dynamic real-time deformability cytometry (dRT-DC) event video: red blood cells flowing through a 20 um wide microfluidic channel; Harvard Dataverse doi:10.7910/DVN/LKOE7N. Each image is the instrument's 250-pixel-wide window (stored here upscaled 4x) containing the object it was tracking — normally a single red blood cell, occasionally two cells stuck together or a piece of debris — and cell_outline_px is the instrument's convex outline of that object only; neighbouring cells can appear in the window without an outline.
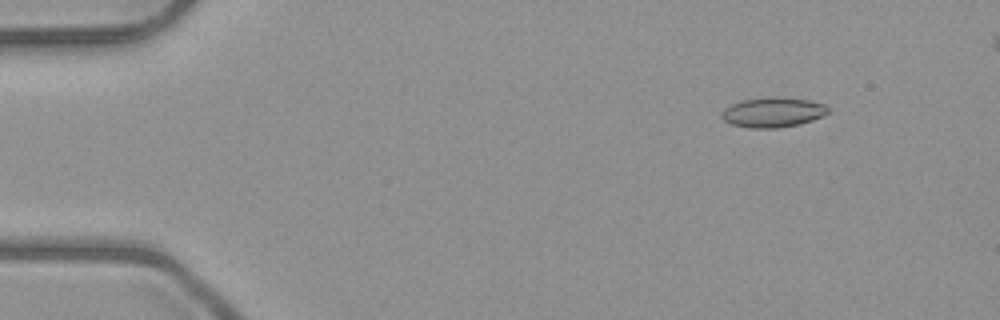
{"species": "common noctule bat (a hibernating species)", "species_latin": "Nyctalus noctula", "temperature_condition": "room temperature", "stored_images_in_passage": 6, "camera_frame_rate_fps": 3000, "um_per_image_px": 0.085, "animal": {"sex": "male", "body_mass_g": 23.1, "forearm_length_mm": 52.7}, "frame": {"image": 1, "passage_image": 2, "time_ms": 1.0, "image_size_px": [1000, 320], "cell_outline_px": [[828, 112], [824, 116], [800, 124], [776, 128], [748, 128], [732, 124], [724, 120], [720, 116], [724, 108], [740, 100], [776, 96], [808, 100], [824, 104], [828, 108]], "centroid_in_image_um": [65.68, 9.54], "position_along_channel_um": 19.3, "area_um2": 18.61}}